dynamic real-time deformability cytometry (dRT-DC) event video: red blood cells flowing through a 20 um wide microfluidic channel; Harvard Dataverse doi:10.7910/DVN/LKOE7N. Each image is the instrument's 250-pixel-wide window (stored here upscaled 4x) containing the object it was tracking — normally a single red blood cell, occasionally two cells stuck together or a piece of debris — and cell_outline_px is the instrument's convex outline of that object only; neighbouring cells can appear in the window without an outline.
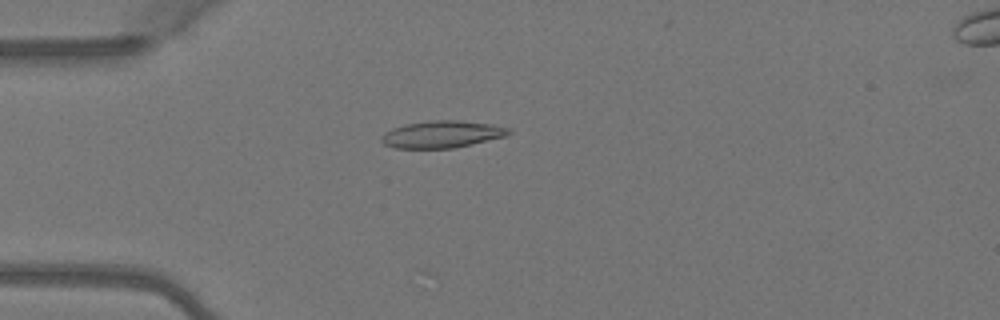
{"species": "Egyptian fruit bat (a non-hibernating species)", "species_latin": "Rousettus aegyptiacus", "temperature_condition": "warm", "stored_images_in_passage": 5, "camera_frame_rate_fps": 3000, "um_per_image_px": 0.085, "animal": {"sex": "female"}, "frame": {"image": 1, "passage_image": 4, "time_ms": 1.0, "image_size_px": [1000, 320], "cell_outline_px": [[512, 132], [508, 136], [456, 148], [392, 148], [384, 144], [380, 140], [380, 136], [384, 132], [392, 128], [408, 124], [432, 120], [460, 120], [492, 124], [508, 128]], "centroid_in_image_um": [37.58, 11.42], "position_along_channel_um": 47.4, "area_um2": 20.29}}